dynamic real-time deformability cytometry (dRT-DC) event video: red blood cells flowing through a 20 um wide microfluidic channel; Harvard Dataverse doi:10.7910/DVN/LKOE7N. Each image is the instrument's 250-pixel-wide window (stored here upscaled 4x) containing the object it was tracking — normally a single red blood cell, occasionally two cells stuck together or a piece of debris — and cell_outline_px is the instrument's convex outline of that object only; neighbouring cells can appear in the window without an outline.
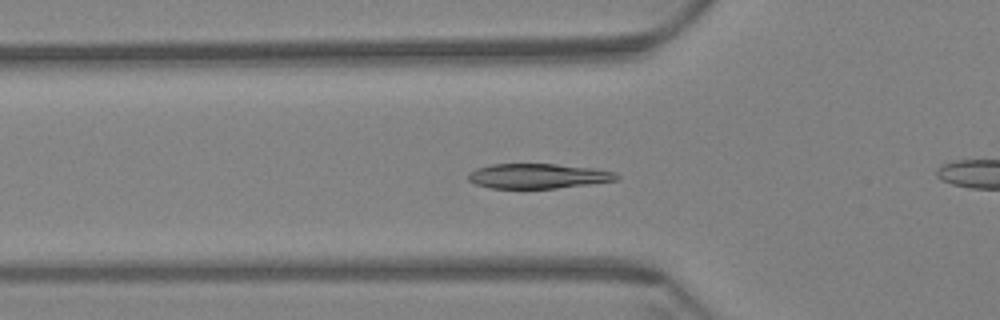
{"species": "Egyptian fruit bat (a non-hibernating species)", "species_latin": "Rousettus aegyptiacus", "temperature_condition": "warm", "stored_images_in_passage": 41, "camera_frame_rate_fps": 3000, "um_per_image_px": 0.085, "animal": {"sex": "female"}, "frame": {"image": 1, "passage_image": 8, "time_ms": 2.333, "image_size_px": [1000, 320], "cell_outline_px": [[620, 180], [592, 184], [556, 188], [488, 188], [476, 184], [468, 180], [468, 172], [476, 168], [492, 164], [556, 164], [592, 168], [616, 172], [620, 176]], "centroid_in_image_um": [45.75, 14.96], "position_along_channel_um": 80.0, "area_um2": 21.68}}
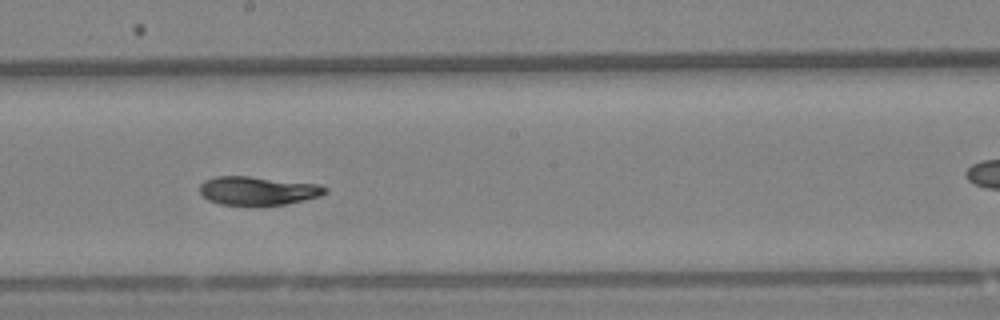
{"frame": {"image": 2, "passage_image": 21, "time_ms": 6.667, "image_size_px": [1000, 320], "cell_outline_px": [[328, 192], [320, 196], [304, 200], [284, 204], [220, 204], [208, 200], [200, 192], [200, 184], [204, 180], [216, 176], [248, 176], [316, 184], [328, 188]], "centroid_in_image_um": [21.91, 16.2], "position_along_channel_um": 226.3, "area_um2": 20.52}}
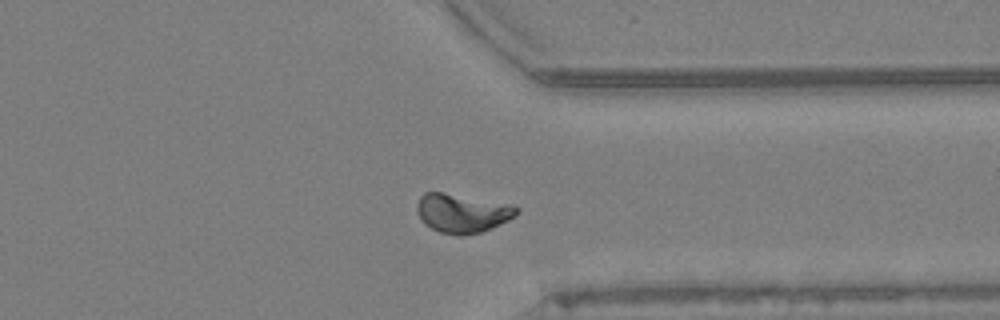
{"frame": {"image": 3, "passage_image": 34, "time_ms": 11.0, "image_size_px": [1000, 320], "cell_outline_px": [[520, 208], [508, 220], [492, 228], [480, 232], [460, 236], [456, 236], [440, 232], [424, 224], [416, 208], [416, 204], [420, 196], [424, 192], [444, 192]], "centroid_in_image_um": [39.19, 18.14], "position_along_channel_um": 372.2, "area_um2": 21.96}, "authors_computed_cell_mechanics": {"area_um2": 21.6172, "velocity_mm_per_s": 3.3892, "shape_relaxation_time_tau1_ms": 5.8794, "shape_relaxation_time_tau2_ms": 4.1714, "deformation_change_tau1": 0.1644, "deformation_change_tau2": 0.0676}}